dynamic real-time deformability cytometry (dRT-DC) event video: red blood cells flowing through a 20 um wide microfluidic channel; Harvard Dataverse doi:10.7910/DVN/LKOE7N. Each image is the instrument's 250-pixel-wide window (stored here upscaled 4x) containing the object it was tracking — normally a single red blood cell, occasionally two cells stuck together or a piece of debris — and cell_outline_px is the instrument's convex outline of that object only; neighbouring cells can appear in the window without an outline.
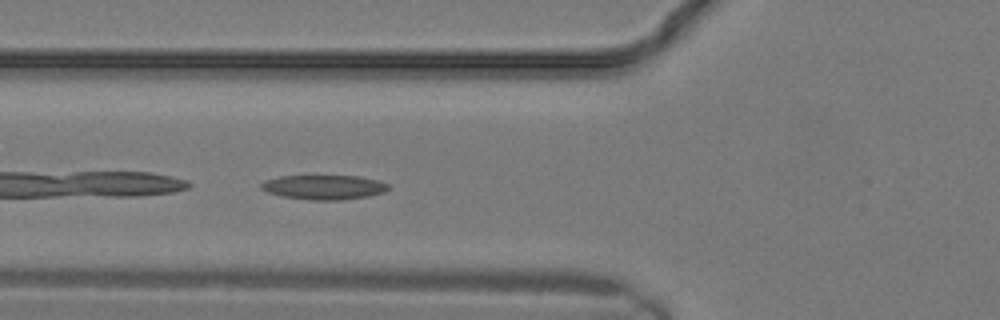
{"species": "common noctule bat (a hibernating species)", "species_latin": "Nyctalus noctula", "temperature_condition": "warm", "stored_images_in_passage": 2, "camera_frame_rate_fps": 3000, "um_per_image_px": 0.085, "animal": {"sex": "male", "body_mass_g": 19.2, "forearm_length_mm": 51.8}, "frame": {"image": 1, "passage_image": 2, "time_ms": 0.333, "image_size_px": [1000, 320], "cell_outline_px": [[388, 188], [384, 192], [368, 196], [340, 200], [312, 200], [284, 196], [268, 192], [260, 188], [260, 184], [264, 180], [280, 176], [360, 176], [380, 180], [388, 184]], "centroid_in_image_um": [27.54, 15.9], "position_along_channel_um": 98.3, "area_um2": 18.09}}